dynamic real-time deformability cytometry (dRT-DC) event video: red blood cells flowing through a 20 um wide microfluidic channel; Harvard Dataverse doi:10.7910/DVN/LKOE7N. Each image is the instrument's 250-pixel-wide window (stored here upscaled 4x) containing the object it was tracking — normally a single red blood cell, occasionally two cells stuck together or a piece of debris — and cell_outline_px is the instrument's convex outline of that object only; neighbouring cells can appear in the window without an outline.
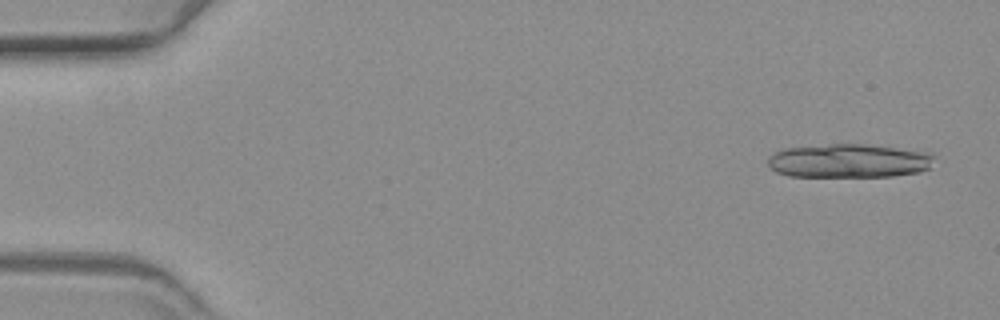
{"species": "common noctule bat (a hibernating species)", "species_latin": "Nyctalus noctula", "temperature_condition": "warm", "stored_images_in_passage": 17, "camera_frame_rate_fps": 3000, "um_per_image_px": 0.085, "animal": {"sex": "female", "body_mass_g": 19.3, "forearm_length_mm": 54.1}, "frame": {"image": 1, "passage_image": 3, "time_ms": 0.667, "image_size_px": [1000, 320], "cell_outline_px": [[936, 156], [928, 168], [920, 172], [892, 176], [788, 176], [776, 172], [768, 164], [768, 156], [784, 148], [828, 144], [864, 144], [928, 152]], "centroid_in_image_um": [72.14, 13.67], "position_along_channel_um": 12.9, "area_um2": 32.66}}